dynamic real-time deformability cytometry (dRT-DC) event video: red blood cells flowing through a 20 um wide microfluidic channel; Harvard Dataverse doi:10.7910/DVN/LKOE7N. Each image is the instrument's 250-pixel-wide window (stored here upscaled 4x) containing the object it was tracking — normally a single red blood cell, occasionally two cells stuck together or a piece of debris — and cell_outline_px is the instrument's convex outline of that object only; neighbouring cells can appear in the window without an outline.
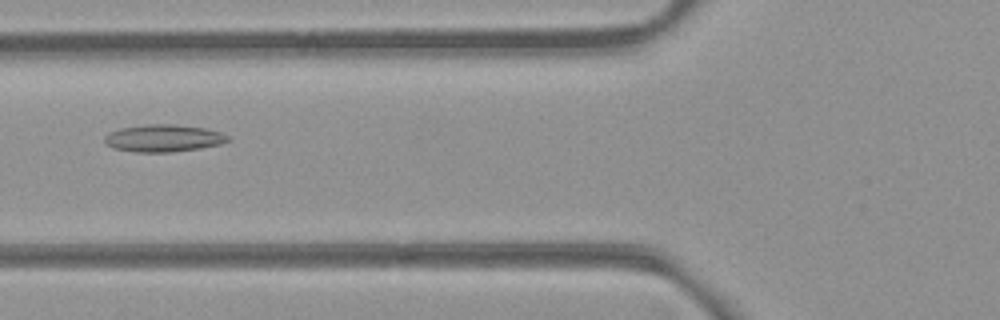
{"species": "common noctule bat (a hibernating species)", "species_latin": "Nyctalus noctula", "temperature_condition": "room temperature", "stored_images_in_passage": 6, "camera_frame_rate_fps": 3000, "um_per_image_px": 0.085, "animal": {"sex": "female", "body_mass_g": 21.9}, "frame": {"image": 1, "passage_image": 6, "time_ms": 1.667, "image_size_px": [1000, 320], "cell_outline_px": [[232, 140], [220, 144], [200, 148], [172, 152], [136, 152], [116, 148], [108, 144], [104, 140], [104, 136], [108, 132], [120, 128], [148, 124], [172, 124], [204, 128], [220, 132], [228, 136]], "centroid_in_image_um": [13.91, 11.74], "position_along_channel_um": 111.9, "area_um2": 19.48}}